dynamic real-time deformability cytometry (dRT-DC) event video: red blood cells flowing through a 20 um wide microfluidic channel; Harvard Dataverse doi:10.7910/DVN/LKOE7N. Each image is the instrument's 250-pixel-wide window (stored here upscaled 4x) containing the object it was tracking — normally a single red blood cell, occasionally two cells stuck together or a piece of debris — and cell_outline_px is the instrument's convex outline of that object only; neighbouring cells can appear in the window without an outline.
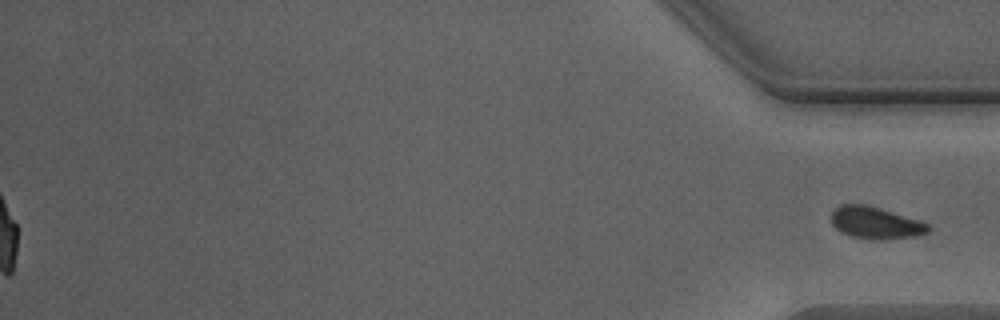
{"species": "Egyptian fruit bat (a non-hibernating species)", "species_latin": "Rousettus aegyptiacus", "temperature_condition": "warm", "stored_images_in_passage": 41, "segment_of_instrument_passage": [2, 2], "camera_frame_rate_fps": 3000, "um_per_image_px": 0.085, "animal": {"sex": "male"}, "frame": {"image": 1, "passage_image": 41, "time_ms": 13.333, "image_size_px": [1000, 320], "cell_outline_px": [[932, 228], [928, 232], [916, 236], [880, 240], [868, 240], [848, 236], [840, 232], [832, 224], [832, 212], [840, 204], [864, 204], [880, 208], [920, 220], [928, 224]], "centroid_in_image_um": [74.42, 18.96], "position_along_channel_um": 360.8, "area_um2": 18.32}}